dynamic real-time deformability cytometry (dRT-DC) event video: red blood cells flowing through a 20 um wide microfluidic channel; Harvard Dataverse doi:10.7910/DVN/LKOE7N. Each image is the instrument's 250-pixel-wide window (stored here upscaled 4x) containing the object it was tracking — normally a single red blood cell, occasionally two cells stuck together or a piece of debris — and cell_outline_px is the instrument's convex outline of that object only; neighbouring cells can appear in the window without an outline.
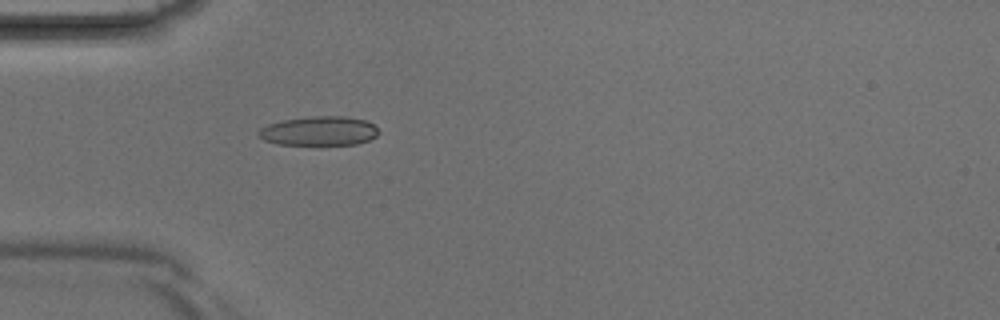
{"species": "Egyptian fruit bat (a non-hibernating species)", "species_latin": "Rousettus aegyptiacus", "temperature_condition": "room temperature", "stored_images_in_passage": 40, "camera_frame_rate_fps": 3000, "um_per_image_px": 0.085, "animal": {"sex": "male"}, "frame": {"image": 1, "passage_image": 11, "time_ms": 3.333, "image_size_px": [1000, 320], "cell_outline_px": [[380, 132], [376, 136], [368, 140], [356, 144], [276, 144], [264, 140], [256, 132], [260, 128], [268, 124], [284, 120], [316, 116], [344, 116], [364, 120], [372, 124]], "centroid_in_image_um": [27.11, 11.13], "position_along_channel_um": 57.9, "area_um2": 20.17}}
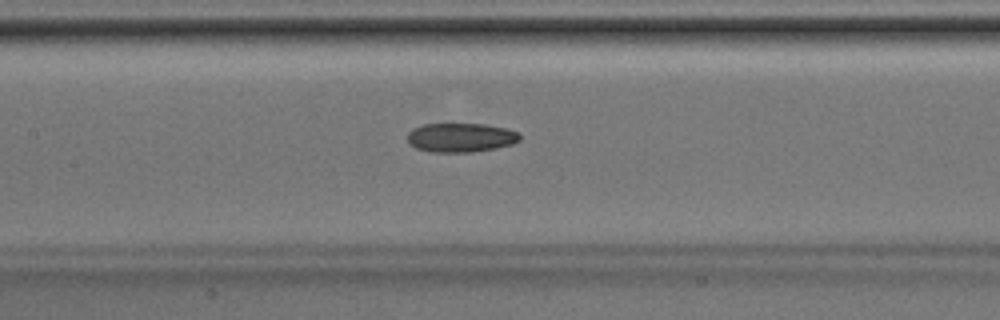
{"frame": {"image": 2, "passage_image": 18, "time_ms": 5.667, "image_size_px": [1000, 320], "cell_outline_px": [[520, 140], [512, 144], [496, 148], [472, 152], [432, 152], [416, 148], [408, 144], [408, 132], [412, 128], [424, 124], [484, 124], [508, 128], [520, 132]], "centroid_in_image_um": [39.18, 11.69], "position_along_channel_um": 168.2, "area_um2": 19.25}}
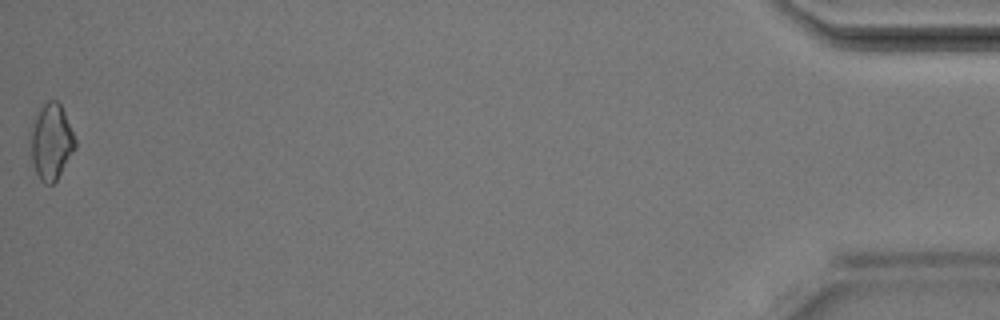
{"frame": {"image": 3, "passage_image": 40, "time_ms": 13.0, "image_size_px": [1000, 320], "cell_outline_px": [[76, 148], [56, 180], [52, 184], [44, 184], [40, 180], [28, 160], [28, 132], [40, 108], [48, 100], [56, 100], [60, 104], [64, 112], [76, 140]], "centroid_in_image_um": [4.28, 12.09], "position_along_channel_um": 430.9, "area_um2": 20.4}}